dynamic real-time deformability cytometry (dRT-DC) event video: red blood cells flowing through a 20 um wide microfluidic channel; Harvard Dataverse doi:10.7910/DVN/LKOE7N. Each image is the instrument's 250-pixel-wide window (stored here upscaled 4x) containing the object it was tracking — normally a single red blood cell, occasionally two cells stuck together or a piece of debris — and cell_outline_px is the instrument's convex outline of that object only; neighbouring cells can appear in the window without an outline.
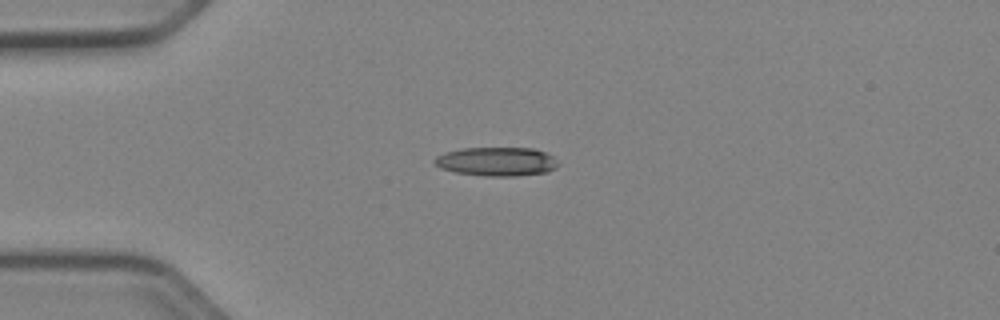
{"species": "Egyptian fruit bat (a non-hibernating species)", "species_latin": "Rousettus aegyptiacus", "temperature_condition": "cold", "stored_images_in_passage": 39, "camera_frame_rate_fps": 3000, "um_per_image_px": 0.085, "animal": {"sex": "female"}, "frame": {"image": 1, "passage_image": 1, "time_ms": 0.0, "image_size_px": [1000, 320], "cell_outline_px": [[560, 164], [556, 168], [548, 172], [516, 176], [484, 176], [456, 172], [440, 168], [432, 164], [432, 160], [436, 156], [444, 152], [464, 148], [532, 148], [544, 152], [552, 156]], "centroid_in_image_um": [42.19, 13.73], "position_along_channel_um": 42.8, "area_um2": 20.98}}
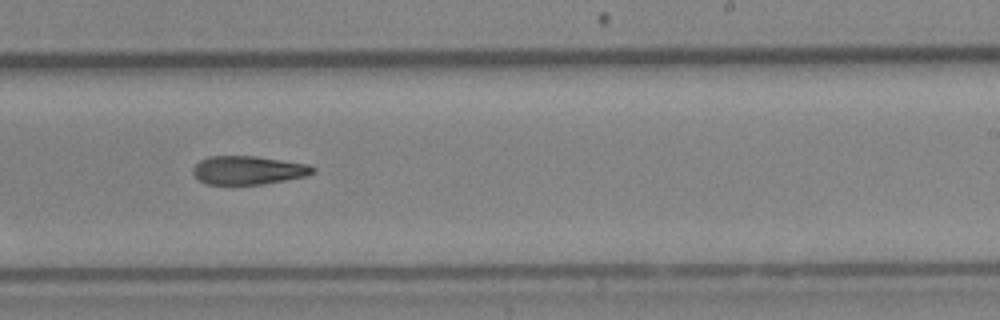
{"frame": {"image": 2, "passage_image": 20, "time_ms": 6.333, "image_size_px": [1000, 320], "cell_outline_px": [[316, 172], [308, 176], [264, 184], [208, 184], [200, 180], [192, 172], [192, 168], [200, 160], [208, 156], [256, 156], [308, 164], [316, 168]], "centroid_in_image_um": [21.14, 14.46], "position_along_channel_um": 267.9, "area_um2": 20.0}}
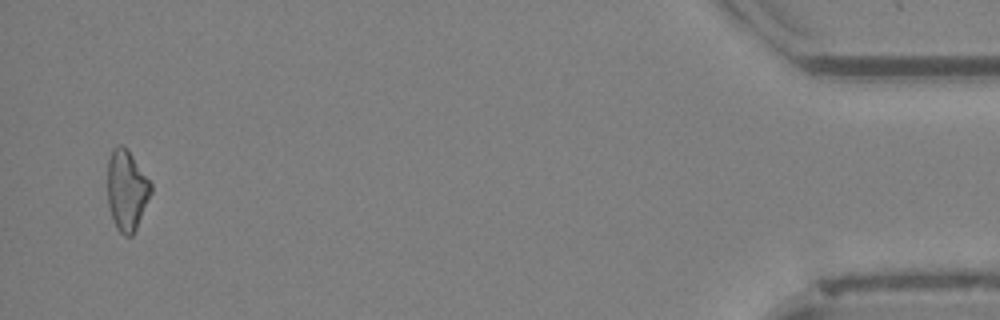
{"frame": {"image": 3, "passage_image": 38, "time_ms": 12.333, "image_size_px": [1000, 320], "cell_outline_px": [[152, 192], [136, 228], [132, 236], [124, 236], [116, 228], [112, 220], [108, 204], [108, 160], [112, 148], [116, 144], [120, 144], [128, 148], [152, 184]], "centroid_in_image_um": [10.76, 16.14], "position_along_channel_um": 424.4, "area_um2": 20.58}, "authors_computed_cell_mechanics": {"area_um2": 20.5768, "velocity_mm_per_s": 3.9788, "shape_relaxation_time_tau1_ms": 8.951, "shape_relaxation_time_tau2_ms": null, "deformation_change_tau1": 0.2079, "deformation_change_tau2": null}}